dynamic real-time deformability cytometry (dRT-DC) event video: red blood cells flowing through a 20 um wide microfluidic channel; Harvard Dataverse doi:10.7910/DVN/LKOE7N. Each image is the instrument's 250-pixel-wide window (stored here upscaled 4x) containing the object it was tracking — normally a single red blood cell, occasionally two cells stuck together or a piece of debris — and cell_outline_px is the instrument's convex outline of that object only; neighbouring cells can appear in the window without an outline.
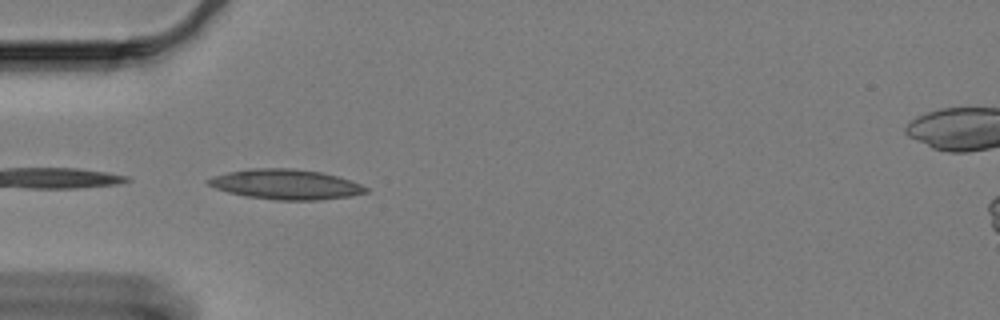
{"species": "Egyptian fruit bat (a non-hibernating species)", "species_latin": "Rousettus aegyptiacus", "temperature_condition": "cold", "stored_images_in_passage": 12, "camera_frame_rate_fps": 3000, "um_per_image_px": 0.085, "animal": {"sex": "female"}, "frame": {"image": 1, "passage_image": 1, "time_ms": 0.0, "image_size_px": [1000, 320], "cell_outline_px": [[368, 192], [352, 196], [320, 200], [276, 200], [244, 196], [228, 192], [216, 188], [208, 184], [204, 180], [212, 176], [228, 172], [252, 168], [292, 168], [320, 172], [336, 176], [360, 184], [368, 188]], "centroid_in_image_um": [24.27, 15.67], "position_along_channel_um": 60.7, "area_um2": 27.57}}